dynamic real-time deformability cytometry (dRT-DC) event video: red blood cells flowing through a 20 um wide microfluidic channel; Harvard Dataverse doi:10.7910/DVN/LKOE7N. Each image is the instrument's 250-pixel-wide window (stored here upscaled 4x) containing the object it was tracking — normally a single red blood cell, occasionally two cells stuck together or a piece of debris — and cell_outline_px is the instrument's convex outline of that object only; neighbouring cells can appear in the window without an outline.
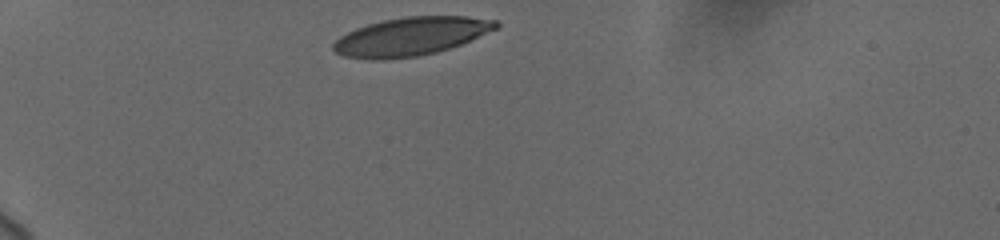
{"species": "human", "species_latin": "Homo sapiens", "temperature_condition": "cold", "stored_images_in_passage": 6, "camera_frame_rate_fps": 3000, "um_per_image_px": 0.085, "donor": {"sex": "female"}, "frame": {"image": 1, "passage_image": 1, "time_ms": 0.0, "image_size_px": [1000, 240], "cell_outline_px": [[500, 28], [460, 44], [436, 52], [420, 56], [384, 60], [368, 60], [344, 56], [336, 52], [332, 48], [332, 44], [340, 36], [356, 28], [368, 24], [384, 20], [408, 16], [468, 16], [496, 20], [500, 24]], "centroid_in_image_um": [34.94, 3.1], "position_along_channel_um": 50.1, "area_um2": 36.47}}
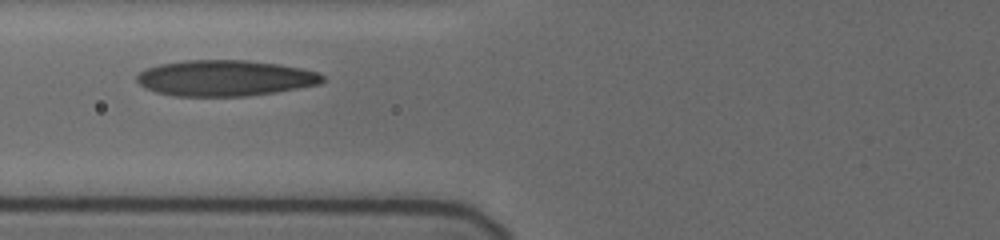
{"frame": {"image": 2, "passage_image": 4, "time_ms": 2.667, "image_size_px": [1000, 240], "cell_outline_px": [[328, 80], [320, 84], [276, 92], [248, 96], [172, 96], [156, 92], [144, 88], [136, 80], [136, 76], [140, 72], [148, 68], [160, 64], [184, 60], [248, 60], [280, 64], [320, 72]], "centroid_in_image_um": [19.16, 6.64], "position_along_channel_um": 106.6, "area_um2": 39.19}}
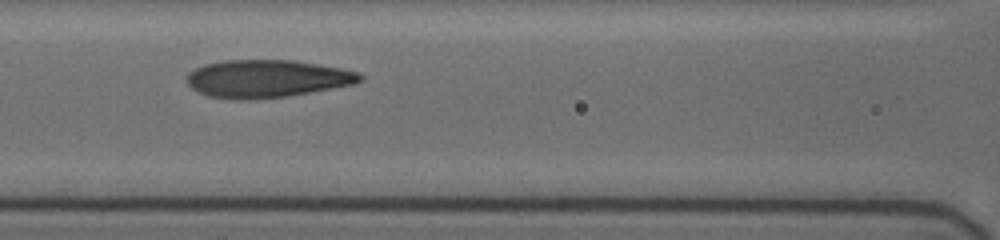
{"frame": {"image": 3, "passage_image": 5, "time_ms": 3.667, "image_size_px": [1000, 240], "cell_outline_px": [[364, 80], [356, 84], [284, 96], [248, 100], [236, 100], [208, 96], [196, 92], [188, 84], [188, 72], [204, 64], [220, 60], [292, 60], [340, 68], [356, 72], [364, 76]], "centroid_in_image_um": [22.66, 6.69], "position_along_channel_um": 143.9, "area_um2": 37.97}}